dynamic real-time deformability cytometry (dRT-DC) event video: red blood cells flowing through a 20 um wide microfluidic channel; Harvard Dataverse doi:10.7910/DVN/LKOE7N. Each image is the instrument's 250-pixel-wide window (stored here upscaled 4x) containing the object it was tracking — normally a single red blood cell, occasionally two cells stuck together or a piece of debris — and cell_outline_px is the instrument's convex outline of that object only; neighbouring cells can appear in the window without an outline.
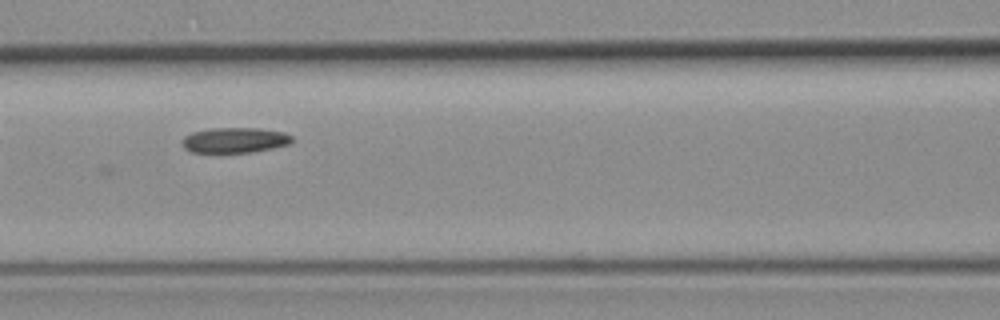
{"species": "common noctule bat (a hibernating species)", "species_latin": "Nyctalus noctula", "temperature_condition": "room temperature", "stored_images_in_passage": 8, "camera_frame_rate_fps": 3000, "um_per_image_px": 0.085, "animal": {"sex": "female", "body_mass_g": 19.3, "forearm_length_mm": 54.1}, "frame": {"image": 1, "passage_image": 6, "time_ms": 6.667, "image_size_px": [1000, 320], "cell_outline_px": [[292, 140], [288, 144], [272, 148], [252, 152], [192, 152], [184, 148], [180, 140], [184, 136], [192, 132], [212, 128], [256, 128], [284, 132], [292, 136]], "centroid_in_image_um": [19.91, 11.91], "position_along_channel_um": 146.7, "area_um2": 16.13}}
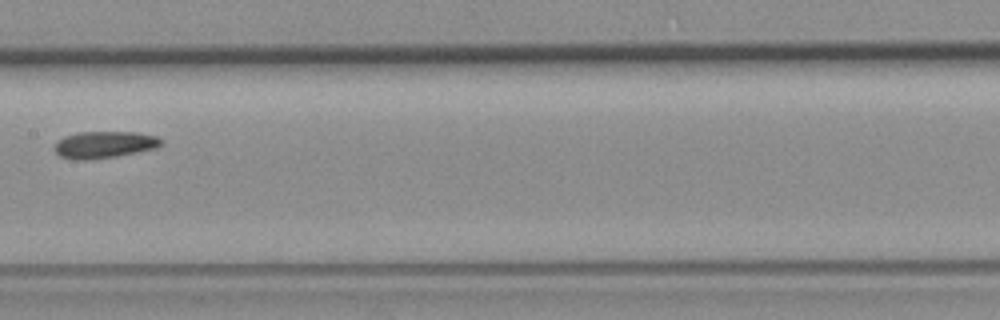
{"frame": {"image": 2, "passage_image": 7, "time_ms": 8.0, "image_size_px": [1000, 320], "cell_outline_px": [[164, 140], [156, 148], [116, 156], [60, 156], [56, 152], [56, 140], [64, 136], [76, 132], [136, 132], [156, 136]], "centroid_in_image_um": [8.95, 12.22], "position_along_channel_um": 198.5, "area_um2": 15.66}}
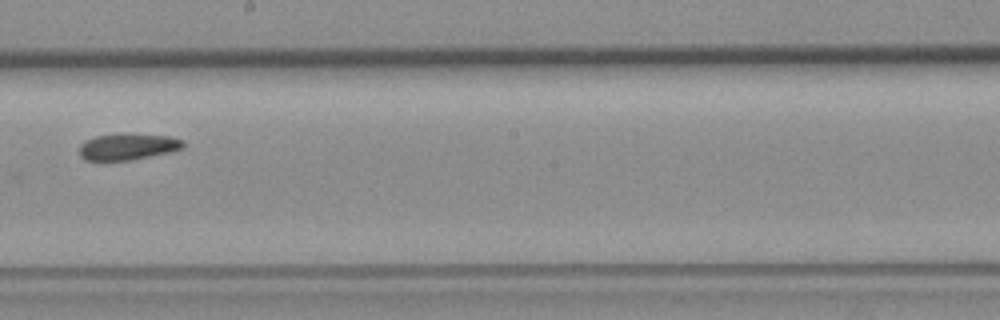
{"frame": {"image": 3, "passage_image": 8, "time_ms": 9.0, "image_size_px": [1000, 320], "cell_outline_px": [[184, 148], [168, 152], [128, 160], [84, 160], [80, 156], [80, 144], [84, 140], [96, 136], [168, 136], [184, 140]], "centroid_in_image_um": [10.83, 12.5], "position_along_channel_um": 237.4, "area_um2": 15.09}}